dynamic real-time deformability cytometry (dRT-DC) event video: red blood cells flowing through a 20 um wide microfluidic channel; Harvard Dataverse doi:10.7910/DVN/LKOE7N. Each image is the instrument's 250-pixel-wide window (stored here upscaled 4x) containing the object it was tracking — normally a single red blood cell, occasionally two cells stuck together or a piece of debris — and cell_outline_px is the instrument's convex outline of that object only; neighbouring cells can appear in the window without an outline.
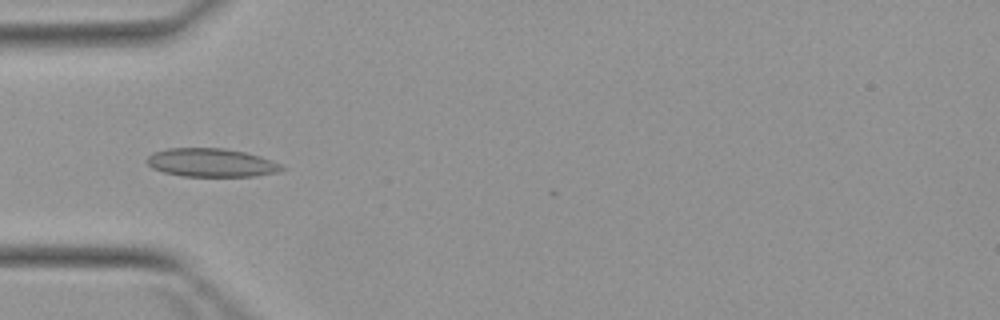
{"species": "Egyptian fruit bat (a non-hibernating species)", "species_latin": "Rousettus aegyptiacus", "temperature_condition": "warm", "stored_images_in_passage": 5, "camera_frame_rate_fps": 3000, "um_per_image_px": 0.085, "animal": {"sex": "female"}, "frame": {"image": 1, "passage_image": 5, "time_ms": 4.667, "image_size_px": [1000, 320], "cell_outline_px": [[288, 168], [276, 172], [256, 176], [184, 176], [164, 172], [152, 168], [144, 160], [152, 152], [168, 148], [224, 148], [244, 152], [260, 156], [272, 160]], "centroid_in_image_um": [17.95, 13.82], "position_along_channel_um": 67.1, "area_um2": 22.43}}